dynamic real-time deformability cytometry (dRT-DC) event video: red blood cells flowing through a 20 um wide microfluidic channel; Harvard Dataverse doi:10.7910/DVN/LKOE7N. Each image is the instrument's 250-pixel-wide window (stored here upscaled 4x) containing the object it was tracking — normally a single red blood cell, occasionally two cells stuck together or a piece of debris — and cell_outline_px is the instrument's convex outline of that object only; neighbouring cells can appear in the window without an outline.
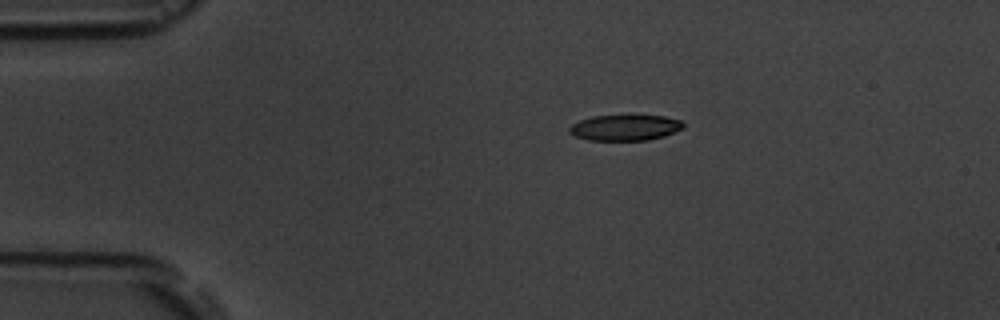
{"species": "common noctule bat (a hibernating species)", "species_latin": "Nyctalus noctula", "temperature_condition": "room temperature", "stored_images_in_passage": 3, "camera_frame_rate_fps": 3000, "um_per_image_px": 0.085, "animal": {"sex": "male", "body_mass_g": 19.5, "forearm_length_mm": 54.6}, "frame": {"image": 1, "passage_image": 1, "time_ms": 0.0, "image_size_px": [1000, 320], "cell_outline_px": [[684, 128], [664, 136], [648, 140], [588, 140], [576, 136], [568, 132], [568, 128], [572, 124], [580, 120], [592, 116], [664, 116], [680, 120], [684, 124]], "centroid_in_image_um": [53.12, 10.85], "position_along_channel_um": 31.9, "area_um2": 16.99}}